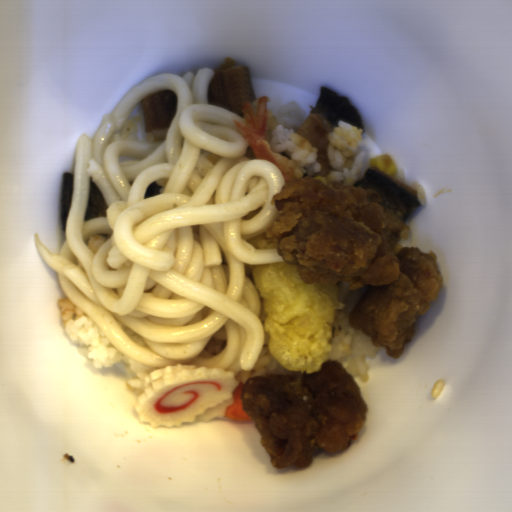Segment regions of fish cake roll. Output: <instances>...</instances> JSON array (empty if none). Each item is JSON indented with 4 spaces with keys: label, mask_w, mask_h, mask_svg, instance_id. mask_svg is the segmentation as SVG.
Returning a JSON list of instances; mask_svg holds the SVG:
<instances>
[{
    "label": "fish cake roll",
    "mask_w": 512,
    "mask_h": 512,
    "mask_svg": "<svg viewBox=\"0 0 512 512\" xmlns=\"http://www.w3.org/2000/svg\"><path fill=\"white\" fill-rule=\"evenodd\" d=\"M239 384L235 371L166 364L145 377L133 410L151 428L205 423L224 417Z\"/></svg>",
    "instance_id": "1"
}]
</instances>
